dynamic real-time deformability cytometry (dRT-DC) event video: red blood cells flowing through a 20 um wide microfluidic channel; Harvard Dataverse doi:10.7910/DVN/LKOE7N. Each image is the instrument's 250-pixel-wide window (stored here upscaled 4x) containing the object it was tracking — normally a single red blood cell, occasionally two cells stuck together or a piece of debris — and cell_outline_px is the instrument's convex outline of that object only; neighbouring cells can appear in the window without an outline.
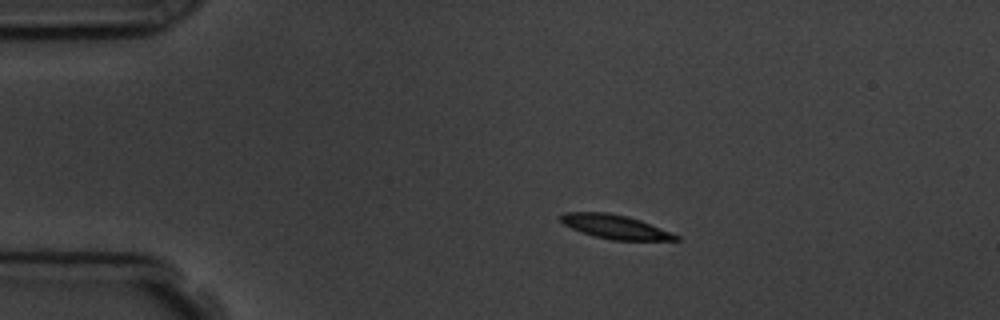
{"species": "common noctule bat (a hibernating species)", "species_latin": "Nyctalus noctula", "temperature_condition": "room temperature", "stored_images_in_passage": 8, "camera_frame_rate_fps": 3000, "um_per_image_px": 0.085, "animal": {"sex": "male", "body_mass_g": 19.5, "forearm_length_mm": 54.6}, "frame": {"image": 1, "passage_image": 4, "time_ms": 3.333, "image_size_px": [1000, 320], "cell_outline_px": [[680, 240], [612, 240], [596, 236], [572, 228], [564, 224], [560, 220], [560, 216], [564, 212], [608, 212], [628, 216], [640, 220], [680, 236]], "centroid_in_image_um": [52.29, 19.26], "position_along_channel_um": 32.7, "area_um2": 15.84}}
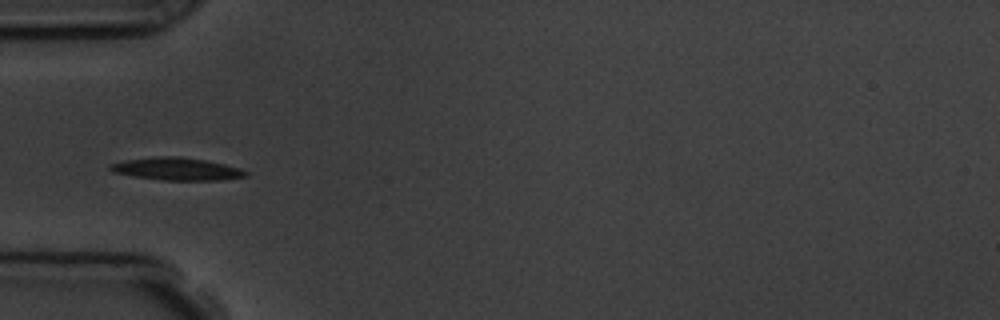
{"frame": {"image": 2, "passage_image": 6, "time_ms": 5.667, "image_size_px": [1000, 320], "cell_outline_px": [[248, 176], [220, 180], [164, 180], [132, 176], [112, 172], [108, 168], [108, 164], [124, 160], [152, 156], [180, 156], [204, 160], [224, 164], [240, 168], [248, 172]], "centroid_in_image_um": [14.98, 14.35], "position_along_channel_um": 70.0, "area_um2": 17.98}}
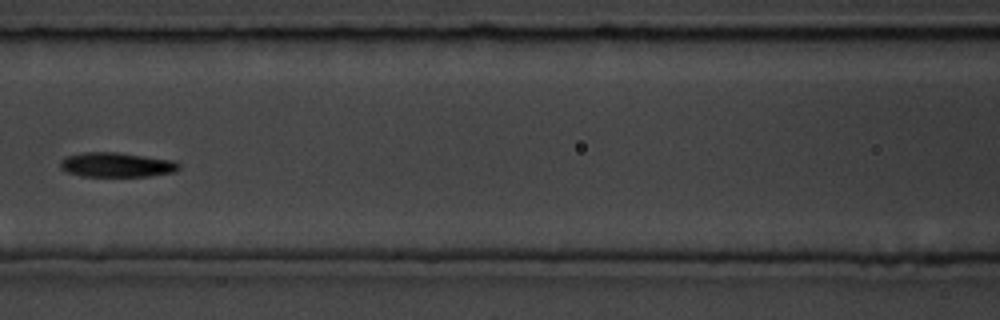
{"frame": {"image": 3, "passage_image": 8, "time_ms": 8.0, "image_size_px": [1000, 320], "cell_outline_px": [[180, 168], [176, 172], [148, 176], [80, 176], [68, 172], [60, 168], [60, 160], [68, 156], [84, 152], [116, 152], [176, 160], [180, 164]], "centroid_in_image_um": [9.95, 14.0], "position_along_channel_um": 156.6, "area_um2": 17.11}}